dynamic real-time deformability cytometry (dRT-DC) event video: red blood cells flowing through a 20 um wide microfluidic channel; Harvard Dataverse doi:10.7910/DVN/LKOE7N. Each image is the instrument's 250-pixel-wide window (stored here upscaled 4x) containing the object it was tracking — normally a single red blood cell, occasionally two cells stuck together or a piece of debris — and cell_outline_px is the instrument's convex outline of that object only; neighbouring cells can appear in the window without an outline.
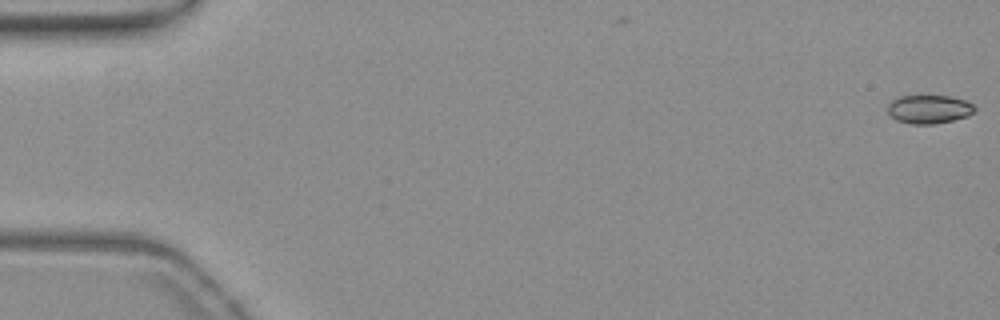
{"species": "common noctule bat (a hibernating species)", "species_latin": "Nyctalus noctula", "temperature_condition": "warm", "stored_images_in_passage": 55, "camera_frame_rate_fps": 3000, "um_per_image_px": 0.085, "animal": {"sex": "female", "body_mass_g": 19.3, "forearm_length_mm": 54.1}, "frame": {"image": 1, "passage_image": 1, "time_ms": 0.0, "image_size_px": [1000, 320], "cell_outline_px": [[976, 108], [968, 116], [952, 120], [932, 124], [912, 124], [896, 120], [888, 112], [888, 104], [896, 96], [948, 96], [964, 100], [972, 104]], "centroid_in_image_um": [78.94, 9.28], "position_along_channel_um": 6.1, "area_um2": 14.33}}
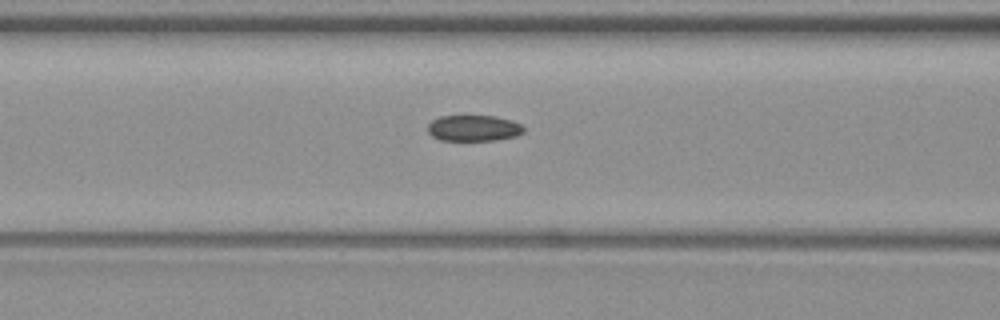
{"frame": {"image": 2, "passage_image": 23, "time_ms": 7.333, "image_size_px": [1000, 320], "cell_outline_px": [[524, 132], [516, 136], [496, 140], [440, 140], [432, 136], [428, 132], [428, 124], [432, 120], [440, 116], [496, 116], [512, 120], [520, 124], [524, 128]], "centroid_in_image_um": [40.26, 10.89], "position_along_channel_um": 126.3, "area_um2": 14.57}}
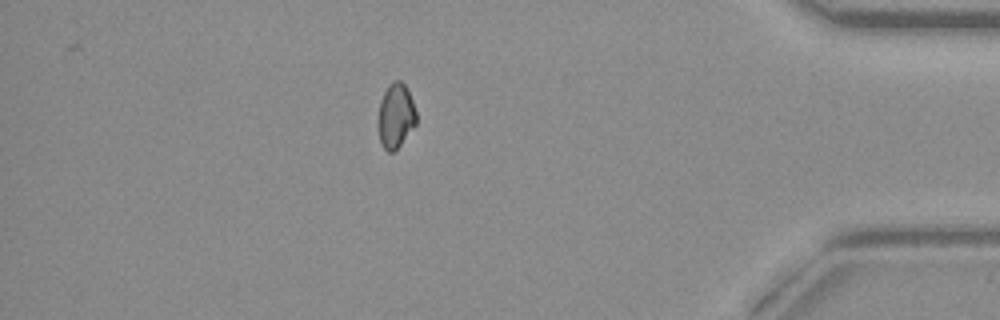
{"frame": {"image": 3, "passage_image": 48, "time_ms": 15.667, "image_size_px": [1000, 320], "cell_outline_px": [[416, 124], [400, 144], [392, 152], [388, 152], [384, 148], [380, 140], [380, 100], [388, 84], [392, 80], [400, 80], [408, 88], [416, 112]], "centroid_in_image_um": [33.66, 9.78], "position_along_channel_um": 401.5, "area_um2": 13.99}, "authors_computed_cell_mechanics": {"area_um2": 14.9702, "velocity_mm_per_s": 3.8084, "shape_relaxation_time_tau1_ms": null, "shape_relaxation_time_tau2_ms": 2.6528, "deformation_change_tau1": null, "deformation_change_tau2": 0.0655}}